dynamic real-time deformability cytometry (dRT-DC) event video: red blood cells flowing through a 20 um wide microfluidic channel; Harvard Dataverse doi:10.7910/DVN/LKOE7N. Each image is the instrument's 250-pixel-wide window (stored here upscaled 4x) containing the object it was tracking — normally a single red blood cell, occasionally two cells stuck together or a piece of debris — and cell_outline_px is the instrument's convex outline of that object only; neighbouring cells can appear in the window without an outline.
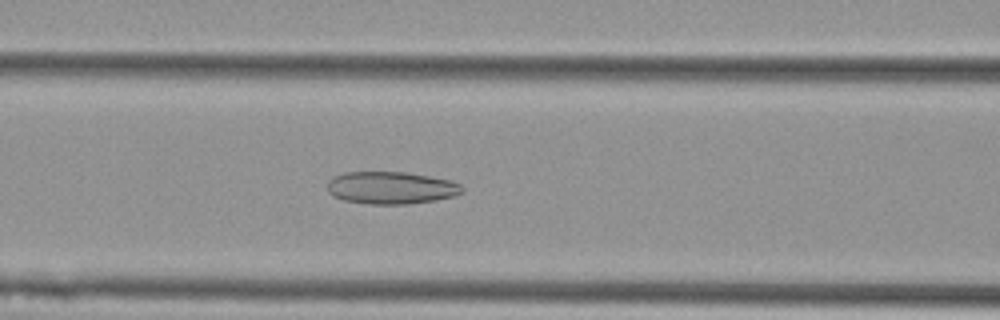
{"species": "Egyptian fruit bat (a non-hibernating species)", "species_latin": "Rousettus aegyptiacus", "temperature_condition": "cold", "stored_images_in_passage": 46, "camera_frame_rate_fps": 3000, "um_per_image_px": 0.085, "animal": {"sex": "female"}, "frame": {"image": 1, "passage_image": 17, "time_ms": 5.333, "image_size_px": [1000, 320], "cell_outline_px": [[464, 192], [456, 196], [436, 200], [408, 204], [368, 204], [344, 200], [332, 196], [328, 192], [328, 180], [332, 176], [344, 172], [408, 172], [452, 180], [460, 184], [464, 188]], "centroid_in_image_um": [33.26, 15.96], "position_along_channel_um": 133.3, "area_um2": 25.84}}
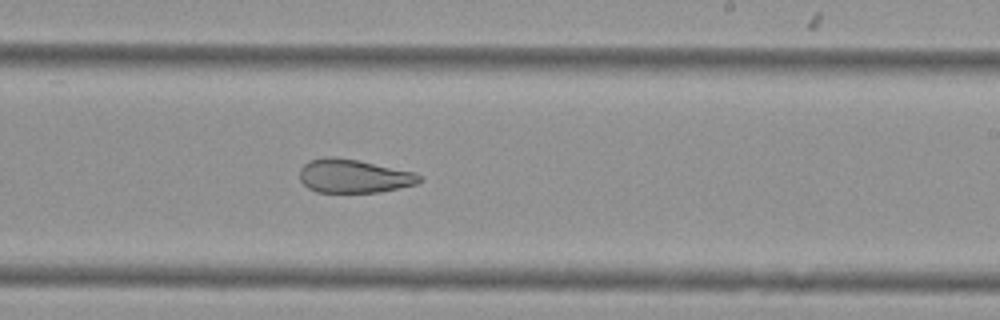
{"frame": {"image": 2, "passage_image": 27, "time_ms": 8.667, "image_size_px": [1000, 320], "cell_outline_px": [[424, 180], [416, 184], [380, 192], [316, 192], [308, 188], [300, 180], [300, 168], [308, 160], [324, 156], [336, 156], [416, 172]], "centroid_in_image_um": [30.05, 14.96], "position_along_channel_um": 258.9, "area_um2": 23.58}}
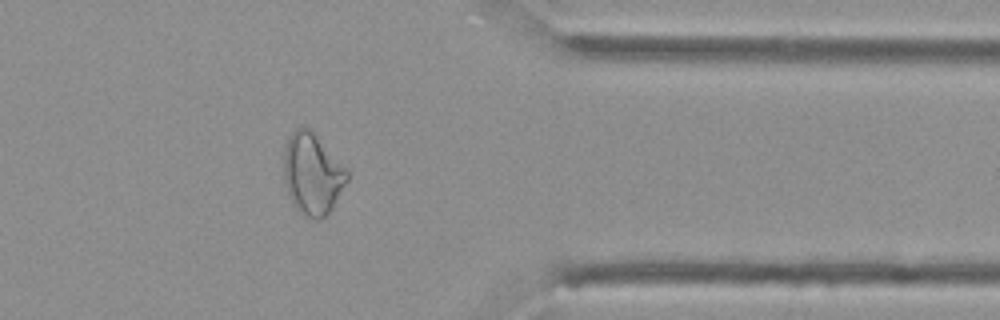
{"frame": {"image": 3, "passage_image": 38, "time_ms": 12.333, "image_size_px": [1000, 320], "cell_outline_px": [[348, 180], [332, 208], [320, 220], [312, 220], [304, 216], [292, 204], [284, 180], [284, 144], [288, 136], [296, 128], [308, 128], [348, 168]], "centroid_in_image_um": [26.55, 14.8], "position_along_channel_um": 384.9, "area_um2": 30.06}, "authors_computed_cell_mechanics": {"area_um2": 28.1775, "velocity_mm_per_s": 3.7836, "shape_relaxation_time_tau1_ms": null, "shape_relaxation_time_tau2_ms": 3.351, "deformation_change_tau1": null, "deformation_change_tau2": 0.1077}}